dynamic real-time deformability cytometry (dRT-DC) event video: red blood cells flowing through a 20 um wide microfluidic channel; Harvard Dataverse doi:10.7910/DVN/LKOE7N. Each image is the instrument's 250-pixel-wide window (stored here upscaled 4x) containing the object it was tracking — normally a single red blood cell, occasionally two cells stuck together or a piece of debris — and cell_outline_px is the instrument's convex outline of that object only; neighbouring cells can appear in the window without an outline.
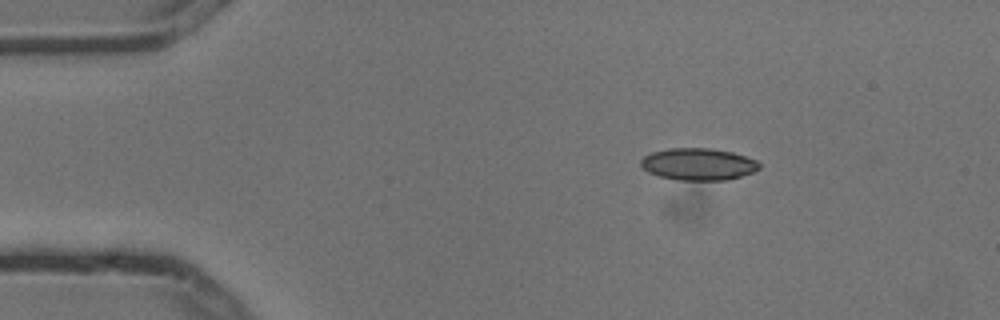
{"species": "common noctule bat (a hibernating species)", "species_latin": "Nyctalus noctula", "temperature_condition": "cold", "stored_images_in_passage": 3, "camera_frame_rate_fps": 3000, "um_per_image_px": 0.085, "animal": {"sex": "male", "body_mass_g": 13.3}, "frame": {"image": 1, "passage_image": 1, "time_ms": 0.0, "image_size_px": [1000, 320], "cell_outline_px": [[760, 168], [752, 172], [728, 180], [676, 180], [656, 176], [648, 172], [640, 164], [640, 160], [644, 156], [652, 152], [668, 148], [708, 148], [732, 152], [756, 160], [760, 164]], "centroid_in_image_um": [59.32, 13.96], "position_along_channel_um": 25.7, "area_um2": 22.14}}